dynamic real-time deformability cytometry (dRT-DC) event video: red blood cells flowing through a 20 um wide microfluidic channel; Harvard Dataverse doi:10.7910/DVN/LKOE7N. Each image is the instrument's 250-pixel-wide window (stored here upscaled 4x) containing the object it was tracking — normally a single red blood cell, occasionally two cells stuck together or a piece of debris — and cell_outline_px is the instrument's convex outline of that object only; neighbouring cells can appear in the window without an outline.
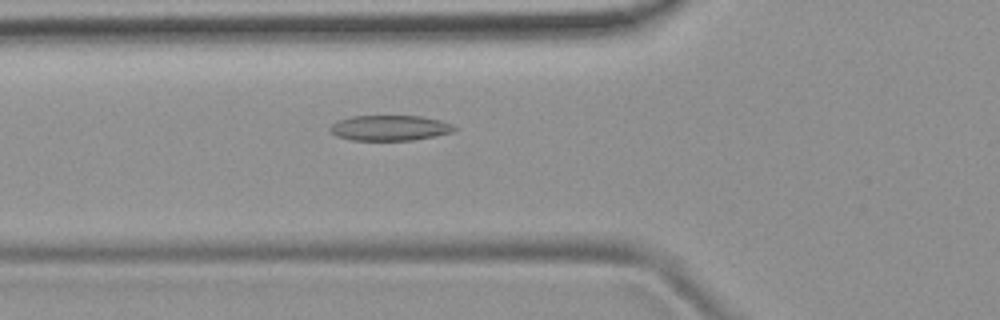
{"species": "common noctule bat (a hibernating species)", "species_latin": "Nyctalus noctula", "temperature_condition": "room temperature", "stored_images_in_passage": 35, "camera_frame_rate_fps": 3000, "um_per_image_px": 0.085, "animal": {"sex": "female", "body_mass_g": 19.9}, "frame": {"image": 1, "passage_image": 4, "time_ms": 1.0, "image_size_px": [1000, 320], "cell_outline_px": [[456, 132], [436, 136], [412, 140], [352, 140], [336, 136], [328, 128], [336, 120], [352, 116], [420, 116], [440, 120], [452, 124], [456, 128]], "centroid_in_image_um": [33.14, 10.87], "position_along_channel_um": 92.7, "area_um2": 18.5}}
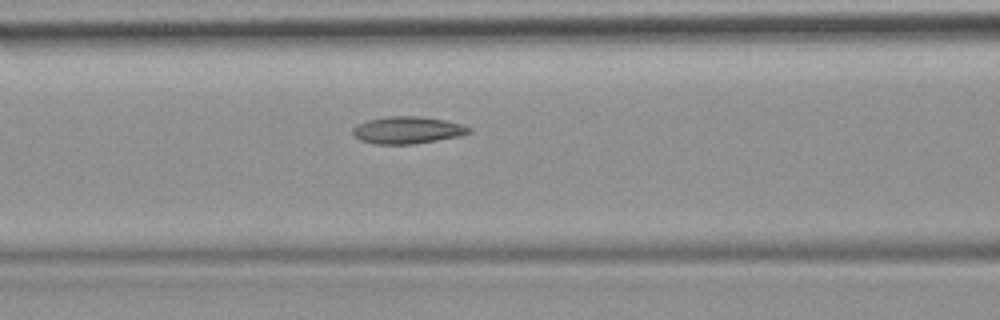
{"frame": {"image": 2, "passage_image": 7, "time_ms": 2.0, "image_size_px": [1000, 320], "cell_outline_px": [[472, 132], [456, 136], [416, 144], [376, 144], [360, 140], [352, 132], [352, 128], [356, 124], [364, 120], [384, 116], [420, 116], [444, 120], [464, 124], [472, 128]], "centroid_in_image_um": [34.61, 11.04], "position_along_channel_um": 132.0, "area_um2": 18.55}}
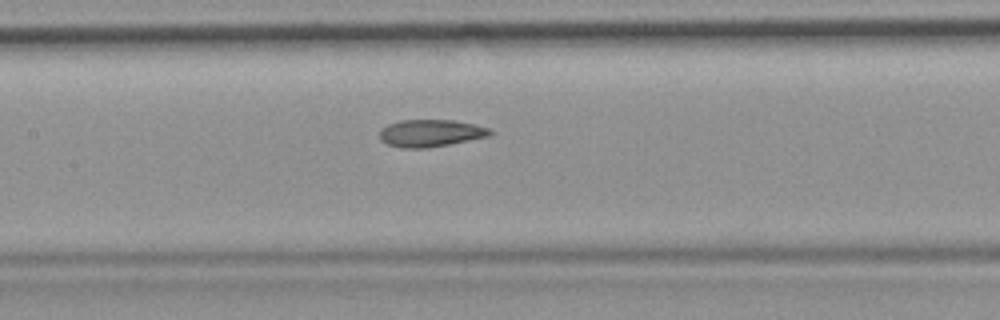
{"frame": {"image": 3, "passage_image": 10, "time_ms": 3.0, "image_size_px": [1000, 320], "cell_outline_px": [[496, 132], [492, 136], [428, 148], [404, 148], [388, 144], [380, 140], [380, 128], [388, 124], [400, 120], [452, 120], [492, 128]], "centroid_in_image_um": [36.65, 11.32], "position_along_channel_um": 170.7, "area_um2": 17.74}}